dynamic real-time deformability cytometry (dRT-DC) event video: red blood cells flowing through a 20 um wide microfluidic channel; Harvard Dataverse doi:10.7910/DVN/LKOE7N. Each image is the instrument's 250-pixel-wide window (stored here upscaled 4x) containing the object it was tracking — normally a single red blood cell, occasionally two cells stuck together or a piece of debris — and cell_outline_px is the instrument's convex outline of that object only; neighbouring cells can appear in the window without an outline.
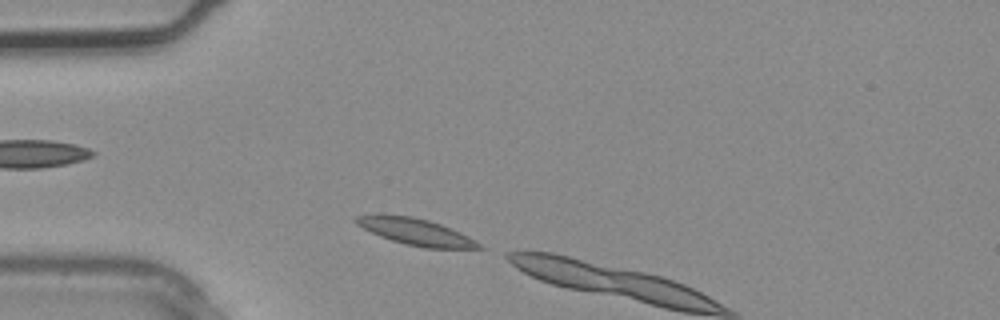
{"species": "common noctule bat (a hibernating species)", "species_latin": "Nyctalus noctula", "temperature_condition": "warm", "stored_images_in_passage": 4, "camera_frame_rate_fps": 3000, "um_per_image_px": 0.085, "animal": {"sex": "male", "body_mass_g": 20.4}, "frame": {"image": 1, "passage_image": 3, "time_ms": 0.667, "image_size_px": [1000, 320], "cell_outline_px": [[484, 248], [424, 248], [392, 240], [380, 236], [356, 224], [352, 220], [352, 216], [412, 216], [428, 220], [440, 224], [460, 232], [468, 236], [480, 244]], "centroid_in_image_um": [35.36, 19.71], "position_along_channel_um": 49.6, "area_um2": 18.38}}